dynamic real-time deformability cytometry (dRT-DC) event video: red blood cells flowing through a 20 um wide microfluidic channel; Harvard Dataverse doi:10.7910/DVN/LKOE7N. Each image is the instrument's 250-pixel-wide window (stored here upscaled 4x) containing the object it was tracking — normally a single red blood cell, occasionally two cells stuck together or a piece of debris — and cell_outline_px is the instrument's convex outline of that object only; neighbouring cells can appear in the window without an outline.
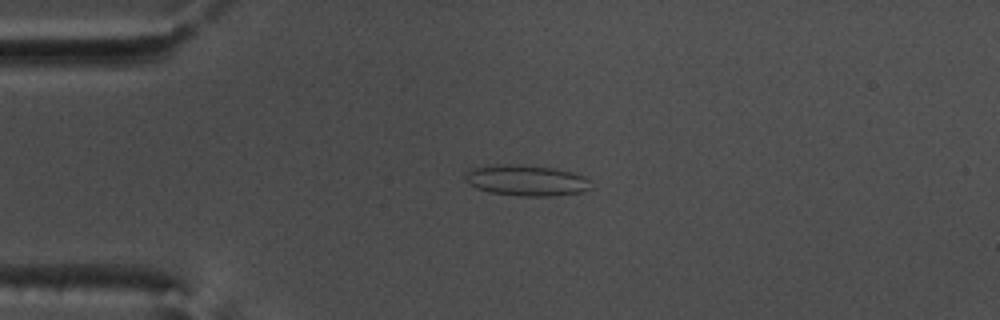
{"species": "common noctule bat (a hibernating species)", "species_latin": "Nyctalus noctula", "temperature_condition": "warm", "stored_images_in_passage": 53, "camera_frame_rate_fps": 3000, "um_per_image_px": 0.085, "animal": {"sex": "male", "body_mass_g": 17.5, "forearm_length_mm": 52.3}, "frame": {"image": 1, "passage_image": 13, "time_ms": 4.0, "image_size_px": [1000, 320], "cell_outline_px": [[592, 188], [580, 192], [552, 196], [524, 196], [488, 192], [476, 188], [468, 184], [464, 176], [472, 168], [500, 164], [552, 168], [572, 172], [584, 176], [588, 180]], "centroid_in_image_um": [44.73, 15.35], "position_along_channel_um": 40.3, "area_um2": 22.25}}
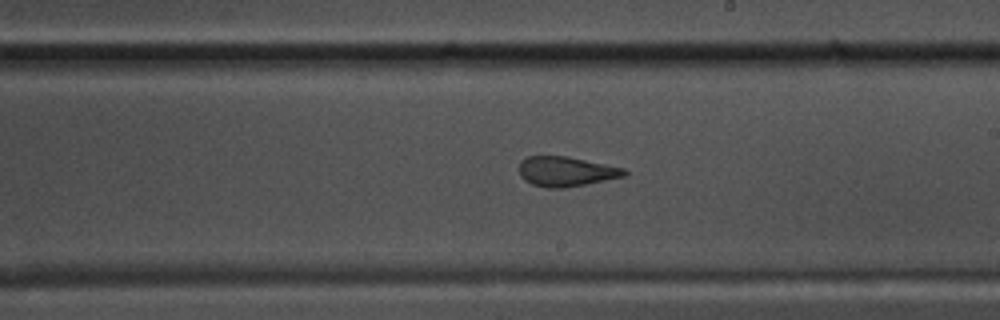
{"frame": {"image": 2, "passage_image": 31, "time_ms": 10.0, "image_size_px": [1000, 320], "cell_outline_px": [[628, 172], [624, 176], [564, 188], [544, 188], [532, 184], [524, 180], [520, 176], [520, 160], [528, 156], [568, 156], [624, 168]], "centroid_in_image_um": [48.08, 14.57], "position_along_channel_um": 240.9, "area_um2": 18.21}}
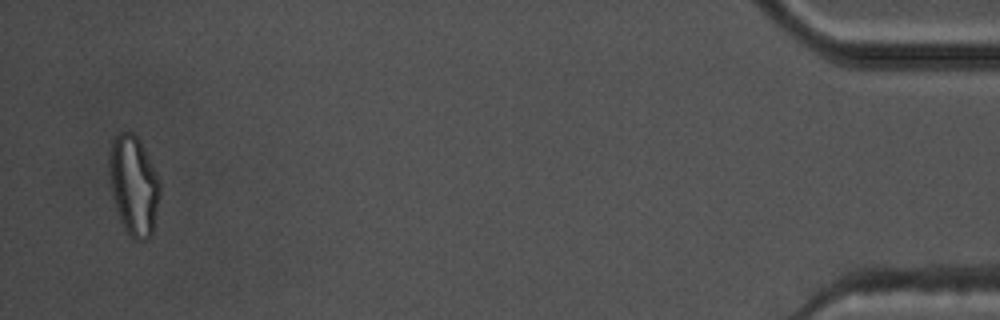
{"frame": {"image": 3, "passage_image": 52, "time_ms": 17.0, "image_size_px": [1000, 320], "cell_outline_px": [[160, 192], [152, 236], [144, 240], [136, 240], [124, 228], [120, 220], [112, 196], [108, 172], [108, 156], [112, 140], [120, 132], [132, 132], [140, 140], [160, 184]], "centroid_in_image_um": [11.33, 15.76], "position_along_channel_um": 423.9, "area_um2": 29.25}, "authors_computed_cell_mechanics": {"area_um2": 21.386, "velocity_mm_per_s": 3.812, "shape_relaxation_time_tau1_ms": null, "shape_relaxation_time_tau2_ms": 1.331, "deformation_change_tau1": null, "deformation_change_tau2": 0.0924}}